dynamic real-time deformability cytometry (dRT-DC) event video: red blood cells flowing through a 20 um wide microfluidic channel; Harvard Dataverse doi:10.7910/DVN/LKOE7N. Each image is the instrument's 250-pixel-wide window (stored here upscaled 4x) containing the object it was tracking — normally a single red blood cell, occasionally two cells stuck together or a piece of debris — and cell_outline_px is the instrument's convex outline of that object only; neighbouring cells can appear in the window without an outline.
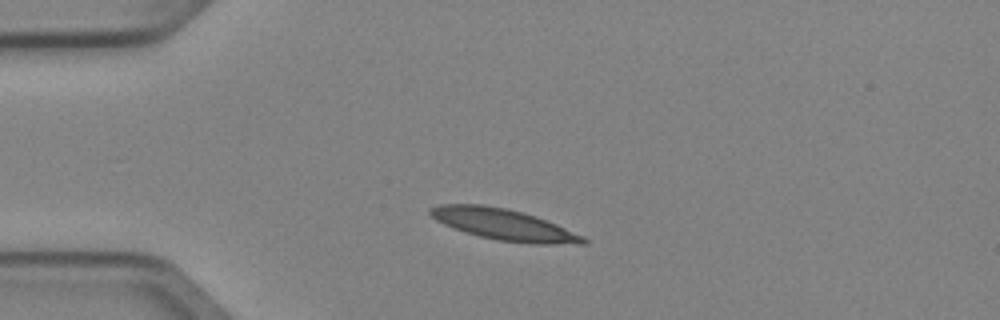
{"species": "Egyptian fruit bat (a non-hibernating species)", "species_latin": "Rousettus aegyptiacus", "temperature_condition": "cold", "stored_images_in_passage": 2, "camera_frame_rate_fps": 3000, "um_per_image_px": 0.085, "animal": {"sex": "female"}, "frame": {"image": 1, "passage_image": 1, "time_ms": 0.0, "image_size_px": [1000, 320], "cell_outline_px": [[588, 244], [532, 244], [496, 240], [464, 232], [444, 224], [436, 220], [428, 212], [428, 208], [440, 204], [484, 204], [504, 208], [536, 216], [556, 224], [584, 236], [588, 240]], "centroid_in_image_um": [42.83, 19.09], "position_along_channel_um": 42.2, "area_um2": 27.8}}